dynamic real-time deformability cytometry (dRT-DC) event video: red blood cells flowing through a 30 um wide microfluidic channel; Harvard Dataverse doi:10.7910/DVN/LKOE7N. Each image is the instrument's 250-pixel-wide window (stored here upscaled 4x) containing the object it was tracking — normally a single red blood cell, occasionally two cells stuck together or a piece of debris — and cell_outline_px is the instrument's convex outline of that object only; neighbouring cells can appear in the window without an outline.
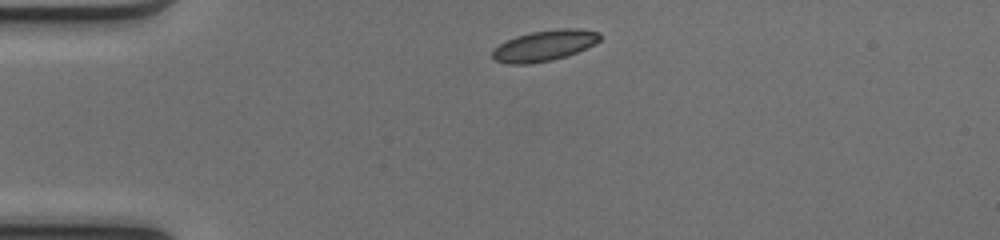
{"species": "common noctule bat (a hibernating species)", "species_latin": "Nyctalus noctula", "temperature_condition": "cold", "stored_images_in_passage": 39, "camera_frame_rate_fps": 3000, "um_per_image_px": 0.085, "animal": {"sex": "female", "body_mass_g": 17.0, "forearm_length_mm": 48.0}, "frame": {"image": 1, "passage_image": 1, "time_ms": 0.0, "image_size_px": [1000, 240], "cell_outline_px": [[600, 40], [596, 44], [576, 52], [552, 60], [528, 64], [508, 64], [496, 60], [492, 56], [492, 52], [500, 44], [516, 36], [532, 32], [560, 28], [580, 28], [600, 32]], "centroid_in_image_um": [46.31, 3.87], "position_along_channel_um": 38.7, "area_um2": 19.13}}
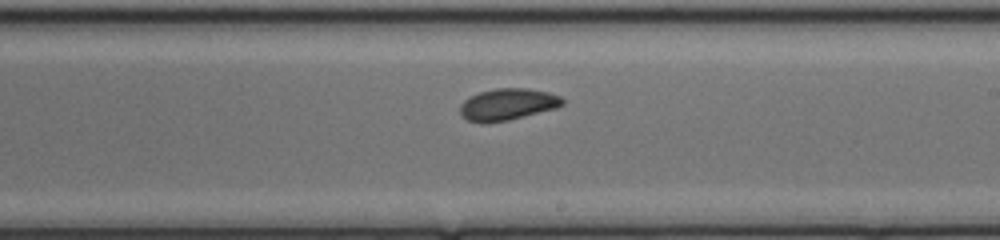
{"frame": {"image": 2, "passage_image": 19, "time_ms": 6.0, "image_size_px": [1000, 240], "cell_outline_px": [[564, 104], [556, 108], [508, 120], [484, 124], [480, 124], [468, 120], [460, 116], [460, 104], [464, 100], [480, 92], [496, 88], [524, 88], [548, 92], [560, 96], [564, 100]], "centroid_in_image_um": [43.12, 8.88], "position_along_channel_um": 245.9, "area_um2": 18.96}}
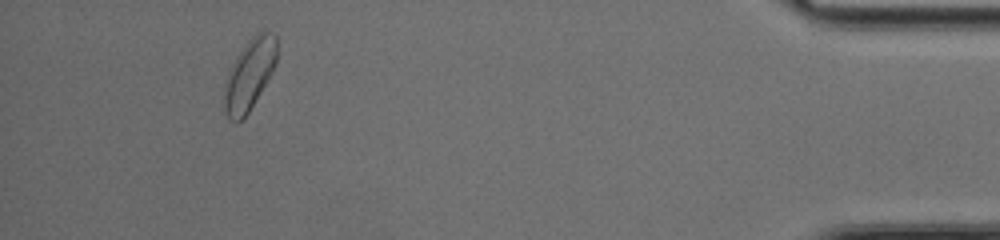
{"frame": {"image": 3, "passage_image": 36, "time_ms": 11.667, "image_size_px": [1000, 240], "cell_outline_px": [[276, 64], [272, 72], [248, 112], [236, 124], [224, 112], [224, 84], [228, 72], [236, 56], [248, 40], [252, 36], [264, 28], [276, 32]], "centroid_in_image_um": [21.21, 6.27], "position_along_channel_um": 414.0, "area_um2": 21.79}, "authors_computed_cell_mechanics": {"area_um2": 19.2474, "velocity_mm_per_s": 4.0852, "shape_relaxation_time_tau1_ms": 5.2981, "shape_relaxation_time_tau2_ms": null, "deformation_change_tau1": 0.1144, "deformation_change_tau2": null}}